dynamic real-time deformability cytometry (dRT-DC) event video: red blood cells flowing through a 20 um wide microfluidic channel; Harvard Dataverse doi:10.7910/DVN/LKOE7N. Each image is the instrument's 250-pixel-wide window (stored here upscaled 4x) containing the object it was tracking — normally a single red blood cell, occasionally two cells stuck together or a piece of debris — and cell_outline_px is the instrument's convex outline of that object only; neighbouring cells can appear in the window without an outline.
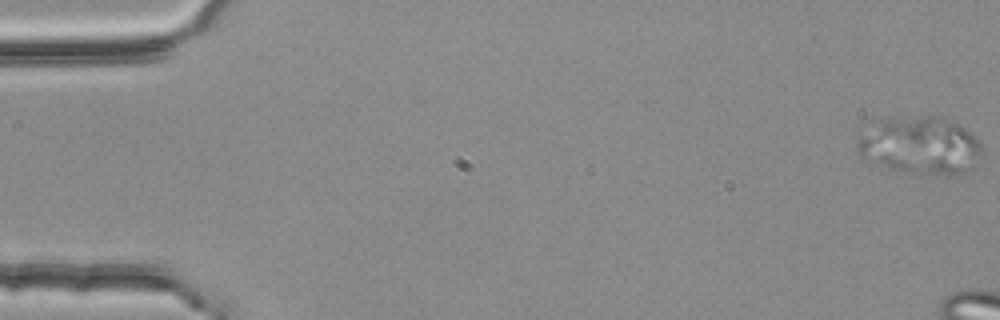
{"species": "common noctule bat (a hibernating species)", "species_latin": "Nyctalus noctula", "temperature_condition": "room temperature", "stored_images_in_passage": 5, "camera_frame_rate_fps": 3000, "um_per_image_px": 0.085, "animal": {"sex": "female", "body_mass_g": 25.1}, "frame": {"image": 1, "passage_image": 1, "time_ms": 0.0, "image_size_px": [1000, 320], "cell_outline_px": [[984, 152], [960, 176], [944, 176], [904, 172], [892, 168], [860, 156], [856, 148], [856, 144], [868, 120], [888, 116], [936, 116], [956, 124], [972, 132], [980, 140]], "centroid_in_image_um": [78.17, 12.33], "position_along_channel_um": 6.8, "area_um2": 42.71}}